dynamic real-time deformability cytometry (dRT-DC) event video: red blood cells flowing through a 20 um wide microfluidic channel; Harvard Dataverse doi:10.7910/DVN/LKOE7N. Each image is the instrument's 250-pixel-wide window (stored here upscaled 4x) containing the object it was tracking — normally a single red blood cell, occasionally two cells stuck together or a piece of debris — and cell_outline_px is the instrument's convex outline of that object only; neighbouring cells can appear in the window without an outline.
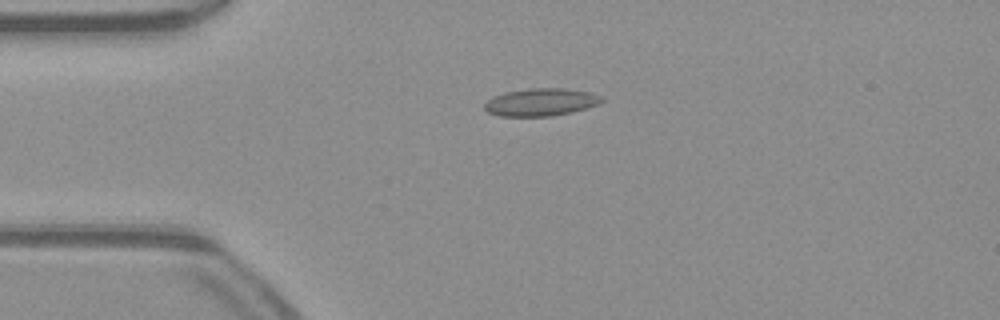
{"species": "common noctule bat (a hibernating species)", "species_latin": "Nyctalus noctula", "temperature_condition": "warm", "stored_images_in_passage": 40, "camera_frame_rate_fps": 3000, "um_per_image_px": 0.085, "animal": {"sex": "male", "body_mass_g": 23.1, "forearm_length_mm": 52.7}, "frame": {"image": 1, "passage_image": 1, "time_ms": 0.0, "image_size_px": [1000, 320], "cell_outline_px": [[604, 100], [600, 104], [588, 108], [572, 112], [552, 116], [500, 116], [488, 112], [484, 108], [484, 104], [488, 100], [504, 92], [528, 88], [564, 88], [588, 92], [604, 96]], "centroid_in_image_um": [46.02, 8.68], "position_along_channel_um": 39.0, "area_um2": 18.96}}
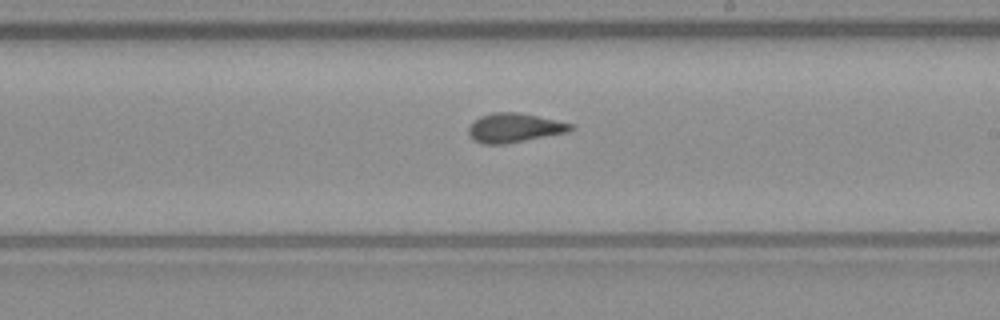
{"frame": {"image": 2, "passage_image": 18, "time_ms": 5.667, "image_size_px": [1000, 320], "cell_outline_px": [[576, 128], [568, 132], [504, 144], [484, 144], [472, 140], [468, 132], [468, 128], [480, 116], [492, 112], [516, 112], [556, 120], [572, 124]], "centroid_in_image_um": [43.71, 10.87], "position_along_channel_um": 245.3, "area_um2": 17.22}}
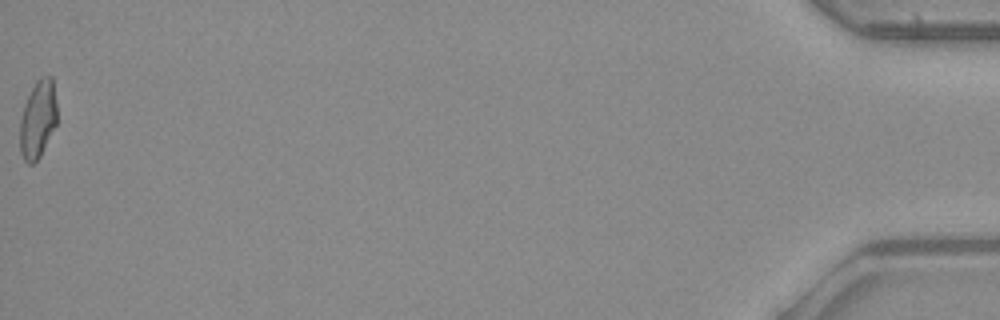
{"frame": {"image": 3, "passage_image": 40, "time_ms": 13.0, "image_size_px": [1000, 320], "cell_outline_px": [[56, 124], [40, 156], [32, 164], [28, 164], [24, 160], [20, 152], [20, 120], [24, 104], [36, 80], [40, 76], [52, 76], [56, 100]], "centroid_in_image_um": [3.21, 10.12], "position_along_channel_um": 432.0, "area_um2": 16.76}, "authors_computed_cell_mechanics": {"area_um2": 16.9643, "velocity_mm_per_s": 4.0788, "shape_relaxation_time_tau1_ms": 6.9429, "shape_relaxation_time_tau2_ms": 1.5223, "deformation_change_tau1": 0.1828, "deformation_change_tau2": 0.0792}}